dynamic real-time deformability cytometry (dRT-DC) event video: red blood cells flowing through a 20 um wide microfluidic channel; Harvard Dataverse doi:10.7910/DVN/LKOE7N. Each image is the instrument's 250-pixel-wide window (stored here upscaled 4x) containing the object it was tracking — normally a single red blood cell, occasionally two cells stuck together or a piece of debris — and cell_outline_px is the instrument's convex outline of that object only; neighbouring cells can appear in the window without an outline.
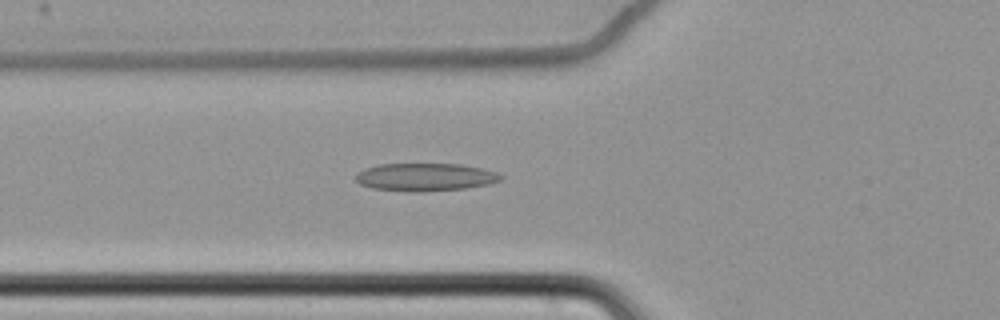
{"species": "common noctule bat (a hibernating species)", "species_latin": "Nyctalus noctula", "temperature_condition": "cold", "stored_images_in_passage": 62, "camera_frame_rate_fps": 3000, "um_per_image_px": 0.085, "animal": {"sex": "female", "body_mass_g": 22.7, "forearm_length_mm": 54.2}, "frame": {"image": 1, "passage_image": 25, "time_ms": 8.0, "image_size_px": [1000, 320], "cell_outline_px": [[504, 176], [500, 180], [488, 184], [468, 188], [420, 192], [408, 192], [372, 188], [360, 184], [356, 180], [356, 172], [364, 168], [380, 164], [460, 164], [480, 168], [496, 172]], "centroid_in_image_um": [36.12, 15.06], "position_along_channel_um": 89.7, "area_um2": 23.64}}
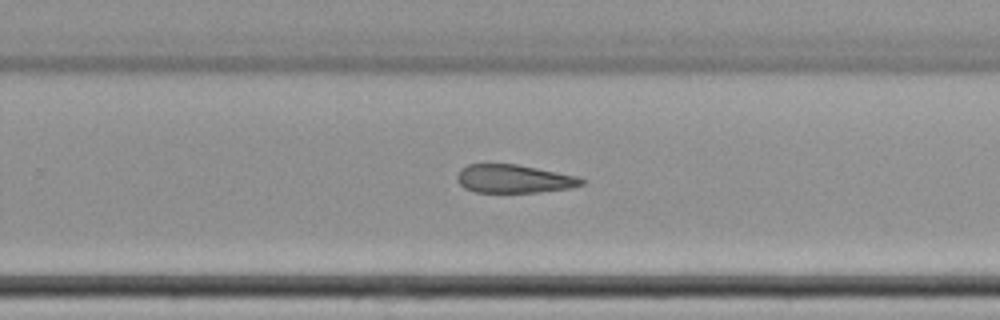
{"frame": {"image": 2, "passage_image": 42, "time_ms": 13.667, "image_size_px": [1000, 320], "cell_outline_px": [[588, 180], [584, 184], [572, 188], [536, 192], [476, 192], [464, 188], [456, 180], [456, 176], [460, 168], [468, 164], [516, 164], [576, 176]], "centroid_in_image_um": [43.67, 15.2], "position_along_channel_um": 286.1, "area_um2": 20.58}}
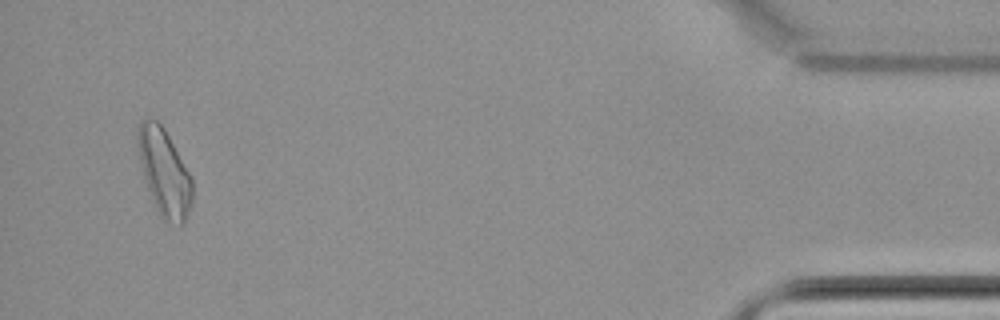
{"frame": {"image": 3, "passage_image": 60, "time_ms": 19.667, "image_size_px": [1000, 320], "cell_outline_px": [[192, 200], [184, 224], [180, 224], [164, 220], [160, 216], [156, 208], [144, 180], [136, 140], [136, 136], [140, 120], [156, 120], [164, 128], [192, 176]], "centroid_in_image_um": [13.96, 14.64], "position_along_channel_um": 421.2, "area_um2": 27.4}}